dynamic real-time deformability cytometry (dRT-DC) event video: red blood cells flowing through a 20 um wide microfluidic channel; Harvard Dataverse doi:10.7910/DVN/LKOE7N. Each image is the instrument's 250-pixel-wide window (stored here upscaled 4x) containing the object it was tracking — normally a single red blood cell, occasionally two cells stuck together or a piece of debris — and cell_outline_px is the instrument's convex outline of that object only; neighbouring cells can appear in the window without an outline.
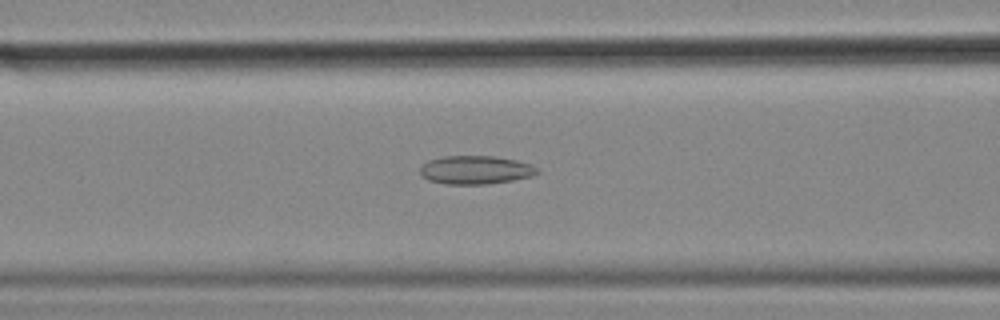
{"species": "common noctule bat (a hibernating species)", "species_latin": "Nyctalus noctula", "temperature_condition": "cold", "stored_images_in_passage": 49, "camera_frame_rate_fps": 3000, "um_per_image_px": 0.085, "animal": {"sex": "female", "body_mass_g": 18.4}, "frame": {"image": 1, "passage_image": 21, "time_ms": 6.667, "image_size_px": [1000, 320], "cell_outline_px": [[540, 172], [532, 176], [512, 180], [484, 184], [444, 184], [428, 180], [420, 172], [420, 168], [428, 160], [444, 156], [492, 156], [516, 160], [532, 164]], "centroid_in_image_um": [40.43, 14.44], "position_along_channel_um": 126.2, "area_um2": 19.31}}
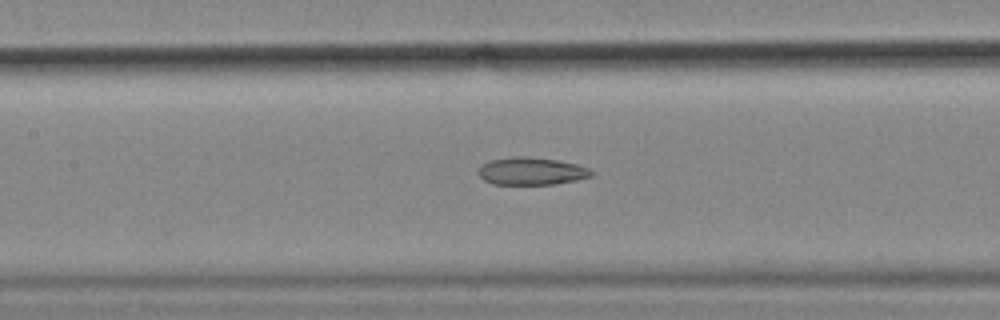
{"frame": {"image": 2, "passage_image": 24, "time_ms": 7.667, "image_size_px": [1000, 320], "cell_outline_px": [[596, 172], [592, 176], [576, 180], [556, 184], [492, 184], [484, 180], [476, 172], [484, 164], [492, 160], [516, 156], [524, 156], [560, 160], [576, 164], [588, 168]], "centroid_in_image_um": [45.21, 14.55], "position_along_channel_um": 162.2, "area_um2": 18.15}}
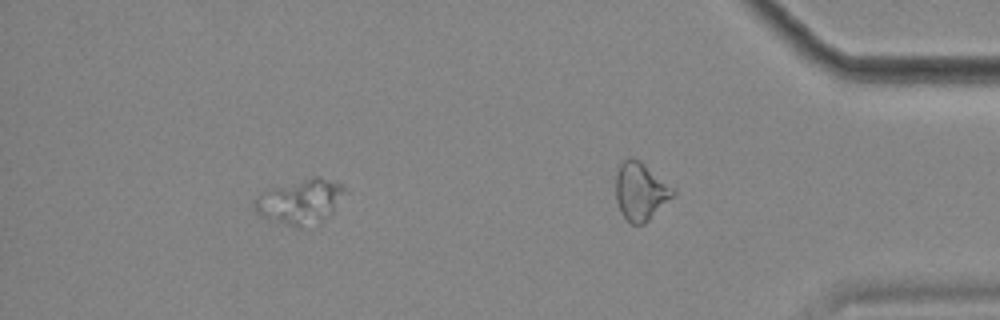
{"frame": {"image": 3, "passage_image": 43, "time_ms": 14.0, "image_size_px": [1000, 320], "cell_outline_px": [[344, 188], [332, 212], [328, 216], [300, 228], [296, 228], [268, 220], [260, 216], [256, 212], [252, 200], [268, 188], [316, 176], [320, 176], [336, 180], [344, 184]], "centroid_in_image_um": [25.44, 17.11], "position_along_channel_um": 409.8, "area_um2": 23.35}, "authors_computed_cell_mechanics": {"area_um2": 22.1952, "velocity_mm_per_s": 3.591, "shape_relaxation_time_tau1_ms": null, "shape_relaxation_time_tau2_ms": 5.3145, "deformation_change_tau1": null, "deformation_change_tau2": 0.1457}}